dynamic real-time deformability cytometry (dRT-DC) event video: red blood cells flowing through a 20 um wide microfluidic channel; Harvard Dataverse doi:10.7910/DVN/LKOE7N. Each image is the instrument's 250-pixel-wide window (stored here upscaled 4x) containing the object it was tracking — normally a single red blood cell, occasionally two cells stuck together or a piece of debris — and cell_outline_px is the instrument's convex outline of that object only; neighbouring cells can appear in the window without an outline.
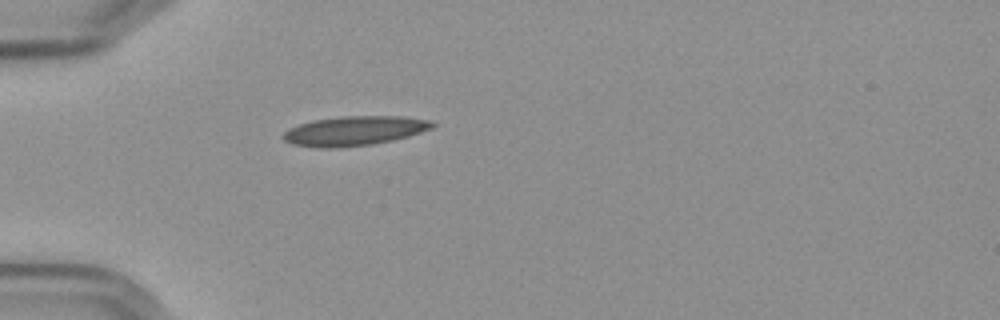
{"species": "Egyptian fruit bat (a non-hibernating species)", "species_latin": "Rousettus aegyptiacus", "temperature_condition": "cold", "stored_images_in_passage": 41, "camera_frame_rate_fps": 3000, "um_per_image_px": 0.085, "frame": {"image": 1, "passage_image": 1, "time_ms": 0.0, "image_size_px": [1000, 320], "cell_outline_px": [[436, 124], [432, 128], [408, 136], [392, 140], [372, 144], [336, 148], [320, 148], [292, 144], [284, 140], [280, 136], [288, 128], [312, 120], [340, 116], [404, 116], [432, 120]], "centroid_in_image_um": [30.11, 11.11], "position_along_channel_um": 54.9, "area_um2": 25.78}}
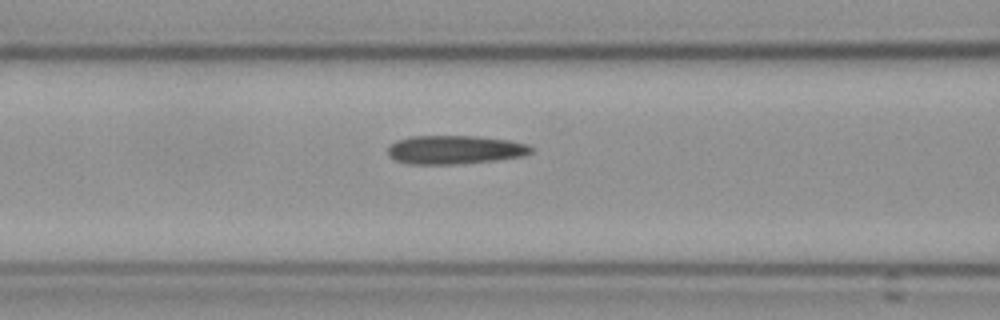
{"frame": {"image": 2, "passage_image": 8, "time_ms": 2.333, "image_size_px": [1000, 320], "cell_outline_px": [[532, 152], [524, 156], [496, 160], [464, 164], [408, 164], [396, 160], [388, 156], [388, 144], [396, 140], [412, 136], [476, 136], [508, 140], [528, 144], [532, 148]], "centroid_in_image_um": [38.64, 12.73], "position_along_channel_um": 128.0, "area_um2": 24.16}}
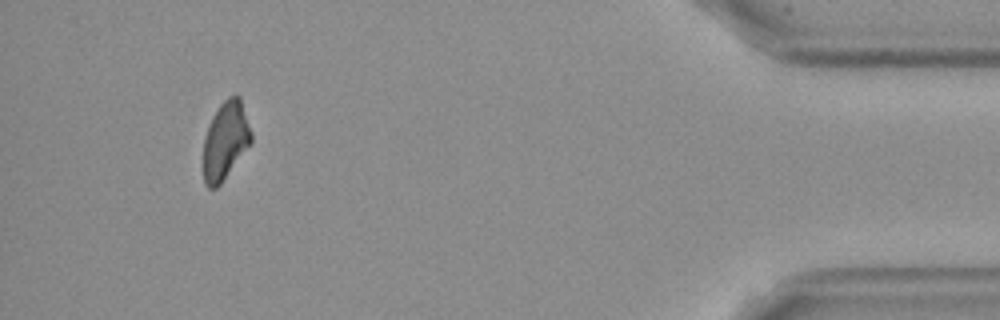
{"frame": {"image": 3, "passage_image": 37, "time_ms": 12.0, "image_size_px": [1000, 320], "cell_outline_px": [[252, 144], [220, 184], [216, 188], [208, 188], [204, 184], [200, 168], [204, 136], [212, 116], [220, 104], [228, 96], [236, 92], [240, 96], [252, 132]], "centroid_in_image_um": [19.13, 11.98], "position_along_channel_um": 416.1, "area_um2": 22.77}, "authors_computed_cell_mechanics": {"area_um2": 23.8714, "velocity_mm_per_s": 3.5975, "shape_relaxation_time_tau1_ms": null, "shape_relaxation_time_tau2_ms": 5.6703, "deformation_change_tau1": null, "deformation_change_tau2": 0.1441}}